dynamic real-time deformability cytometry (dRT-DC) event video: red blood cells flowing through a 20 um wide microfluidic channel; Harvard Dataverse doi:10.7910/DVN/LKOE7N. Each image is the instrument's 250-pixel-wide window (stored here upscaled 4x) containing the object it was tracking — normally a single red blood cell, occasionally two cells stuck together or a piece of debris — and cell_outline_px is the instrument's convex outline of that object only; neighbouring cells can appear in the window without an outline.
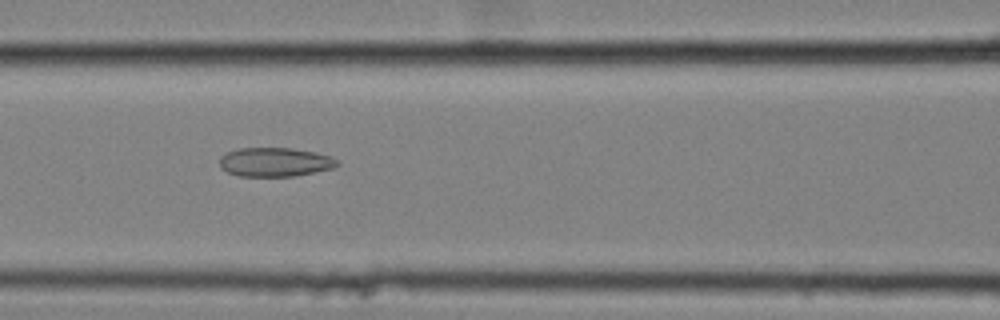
{"species": "common noctule bat (a hibernating species)", "species_latin": "Nyctalus noctula", "temperature_condition": "cold", "stored_images_in_passage": 43, "camera_frame_rate_fps": 3000, "um_per_image_px": 0.085, "animal": {"sex": "female", "body_mass_g": 25.1}, "frame": {"image": 1, "passage_image": 26, "time_ms": 8.333, "image_size_px": [1000, 320], "cell_outline_px": [[340, 164], [332, 168], [292, 176], [236, 176], [220, 168], [220, 156], [228, 152], [240, 148], [292, 148], [316, 152], [332, 156], [340, 160]], "centroid_in_image_um": [23.38, 13.77], "position_along_channel_um": 143.2, "area_um2": 19.94}}
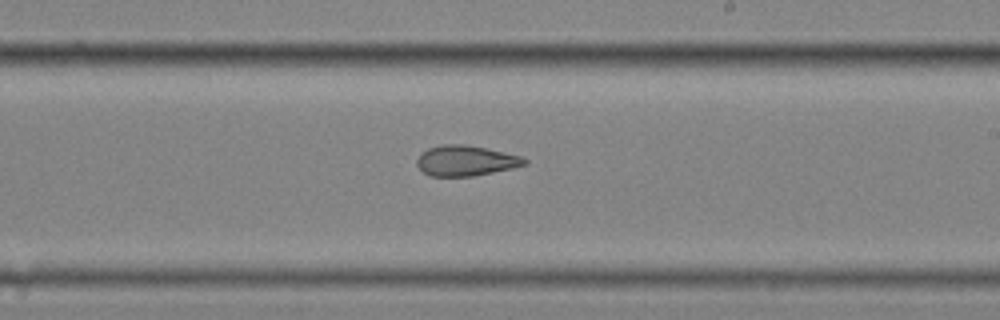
{"frame": {"image": 2, "passage_image": 35, "time_ms": 11.333, "image_size_px": [1000, 320], "cell_outline_px": [[528, 164], [512, 168], [472, 176], [428, 176], [416, 164], [416, 160], [420, 152], [428, 148], [444, 144], [464, 144], [484, 148], [520, 156], [528, 160]], "centroid_in_image_um": [39.55, 13.66], "position_along_channel_um": 249.5, "area_um2": 18.96}}
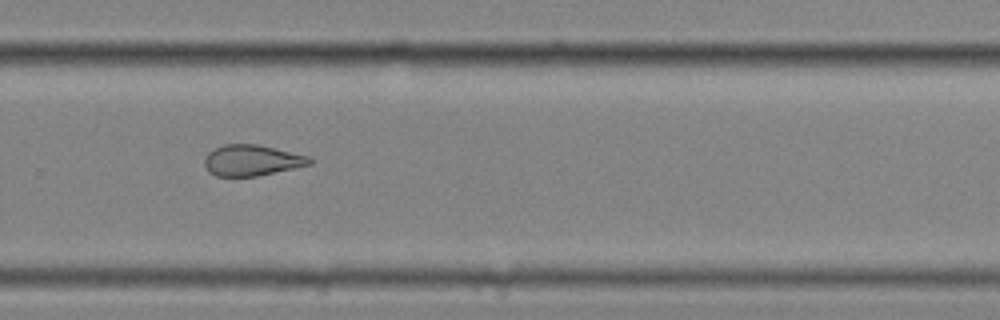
{"frame": {"image": 3, "passage_image": 40, "time_ms": 13.0, "image_size_px": [1000, 320], "cell_outline_px": [[312, 164], [256, 176], [216, 176], [208, 172], [204, 164], [204, 160], [208, 152], [212, 148], [224, 144], [256, 144], [308, 156], [312, 160]], "centroid_in_image_um": [21.35, 13.62], "position_along_channel_um": 308.5, "area_um2": 18.84}}